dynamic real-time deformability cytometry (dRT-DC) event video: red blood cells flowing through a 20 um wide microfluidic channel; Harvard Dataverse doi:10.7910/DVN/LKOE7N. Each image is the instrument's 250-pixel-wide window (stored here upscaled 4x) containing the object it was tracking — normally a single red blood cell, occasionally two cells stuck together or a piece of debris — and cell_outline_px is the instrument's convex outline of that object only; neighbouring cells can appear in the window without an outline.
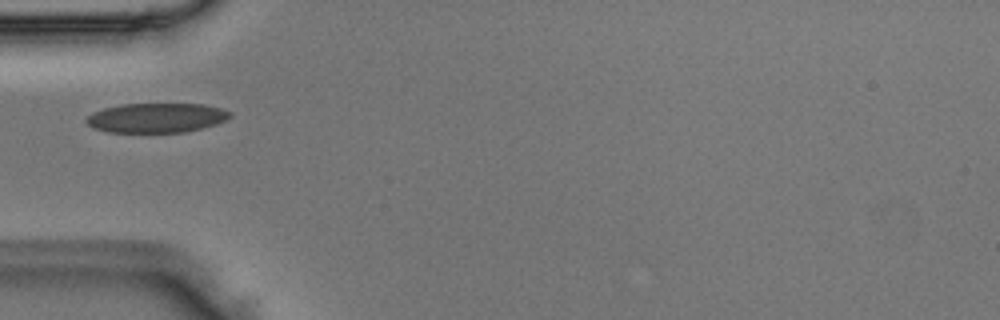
{"species": "Egyptian fruit bat (a non-hibernating species)", "species_latin": "Rousettus aegyptiacus", "temperature_condition": "room temperature", "stored_images_in_passage": 4, "camera_frame_rate_fps": 3000, "um_per_image_px": 0.085, "animal": {"sex": "male"}, "frame": {"image": 1, "passage_image": 4, "time_ms": 1.0, "image_size_px": [1000, 320], "cell_outline_px": [[232, 116], [216, 124], [184, 132], [108, 132], [92, 128], [84, 120], [92, 112], [104, 108], [120, 104], [204, 104], [220, 108], [232, 112]], "centroid_in_image_um": [13.27, 10.01], "position_along_channel_um": 71.7, "area_um2": 24.74}}